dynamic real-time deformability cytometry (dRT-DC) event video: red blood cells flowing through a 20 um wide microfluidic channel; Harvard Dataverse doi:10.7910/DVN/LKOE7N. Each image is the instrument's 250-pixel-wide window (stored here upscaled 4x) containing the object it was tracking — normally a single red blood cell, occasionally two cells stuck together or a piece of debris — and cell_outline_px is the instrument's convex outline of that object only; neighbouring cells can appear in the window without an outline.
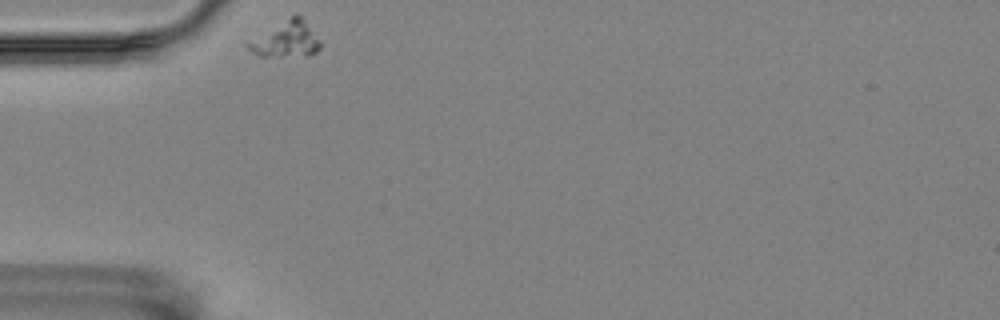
{"species": "Egyptian fruit bat (a non-hibernating species)", "species_latin": "Rousettus aegyptiacus", "temperature_condition": "room temperature", "stored_images_in_passage": 36, "camera_frame_rate_fps": 3000, "um_per_image_px": 0.085, "animal": {"sex": "female"}, "frame": {"image": 1, "passage_image": 1, "time_ms": 0.0, "image_size_px": [1000, 320], "cell_outline_px": [[320, 48], [316, 52], [308, 56], [260, 56], [252, 52], [244, 44], [296, 12], [304, 20], [320, 40]], "centroid_in_image_um": [24.33, 3.35], "position_along_channel_um": 60.7, "area_um2": 14.97}}
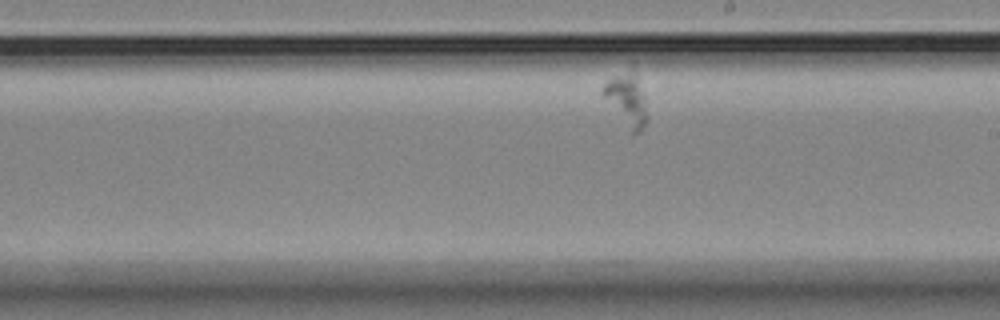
{"frame": {"image": 2, "passage_image": 21, "time_ms": 6.667, "image_size_px": [1000, 320], "cell_outline_px": [[648, 120], [640, 132], [632, 136], [600, 92], [600, 88], [612, 76], [632, 68], [636, 72], [648, 116]], "centroid_in_image_um": [53.26, 8.51], "position_along_channel_um": 235.7, "area_um2": 13.7}}
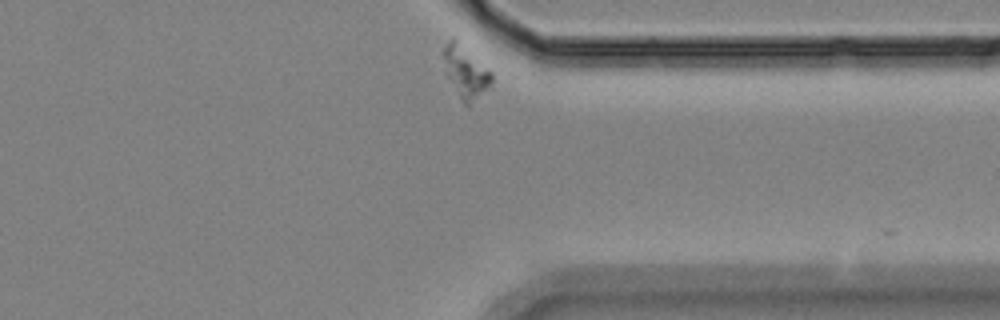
{"frame": {"image": 3, "passage_image": 35, "time_ms": 11.333, "image_size_px": [1000, 320], "cell_outline_px": [[492, 80], [468, 108], [460, 100], [448, 76], [444, 56], [444, 48], [448, 40], [452, 36], [456, 36], [492, 72]], "centroid_in_image_um": [39.58, 6.05], "position_along_channel_um": 371.8, "area_um2": 14.39}}